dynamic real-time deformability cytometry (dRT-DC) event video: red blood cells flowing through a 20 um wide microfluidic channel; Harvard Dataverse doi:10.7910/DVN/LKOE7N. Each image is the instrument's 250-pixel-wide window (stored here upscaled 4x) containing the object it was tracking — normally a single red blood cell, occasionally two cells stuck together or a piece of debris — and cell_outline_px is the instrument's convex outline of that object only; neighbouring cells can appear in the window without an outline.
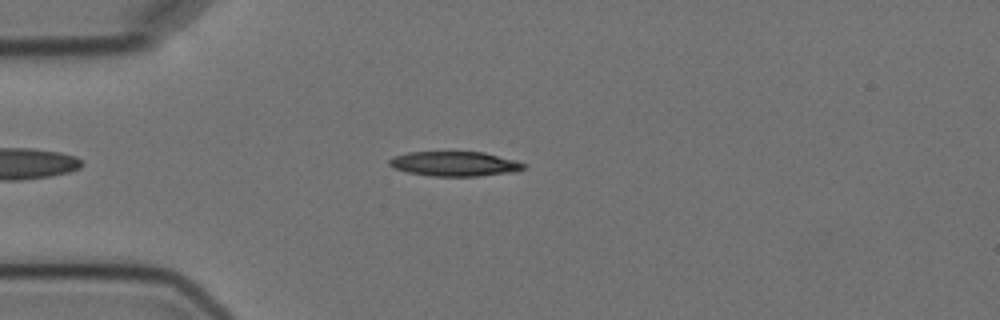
{"species": "Egyptian fruit bat (a non-hibernating species)", "species_latin": "Rousettus aegyptiacus", "temperature_condition": "cold", "stored_images_in_passage": 6, "camera_frame_rate_fps": 3000, "um_per_image_px": 0.085, "animal": {"sex": "female"}, "frame": {"image": 1, "passage_image": 5, "time_ms": 4.667, "image_size_px": [1000, 320], "cell_outline_px": [[528, 164], [524, 168], [512, 172], [480, 176], [432, 176], [408, 172], [396, 168], [388, 164], [388, 160], [392, 156], [408, 152], [484, 152], [516, 160]], "centroid_in_image_um": [38.65, 13.92], "position_along_channel_um": 46.3, "area_um2": 19.36}}